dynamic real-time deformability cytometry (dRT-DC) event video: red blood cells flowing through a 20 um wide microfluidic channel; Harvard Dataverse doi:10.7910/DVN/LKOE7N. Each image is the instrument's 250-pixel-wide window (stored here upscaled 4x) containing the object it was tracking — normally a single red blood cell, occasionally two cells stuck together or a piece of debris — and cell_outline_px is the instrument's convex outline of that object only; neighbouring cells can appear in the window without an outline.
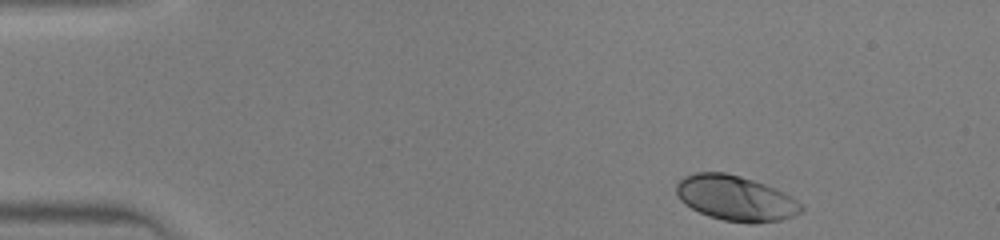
{"species": "human", "species_latin": "Homo sapiens", "temperature_condition": "warm", "stored_images_in_passage": 40, "camera_frame_rate_fps": 3000, "um_per_image_px": 0.085, "donor": {"sex": "male"}, "frame": {"image": 1, "passage_image": 1, "time_ms": 0.0, "image_size_px": [1000, 240], "cell_outline_px": [[804, 208], [800, 212], [784, 220], [756, 224], [748, 224], [724, 220], [708, 216], [684, 204], [680, 200], [676, 192], [676, 184], [684, 176], [696, 172], [724, 172], [740, 176], [776, 188], [792, 196]], "centroid_in_image_um": [62.53, 16.86], "position_along_channel_um": 22.5, "area_um2": 33.06}}
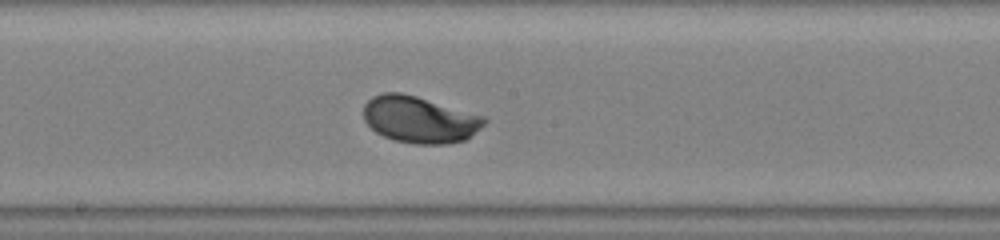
{"frame": {"image": 2, "passage_image": 20, "time_ms": 6.333, "image_size_px": [1000, 240], "cell_outline_px": [[488, 120], [480, 128], [464, 140], [444, 144], [416, 144], [396, 140], [384, 136], [376, 132], [364, 120], [364, 104], [372, 96], [384, 92], [400, 92], [416, 96], [484, 116]], "centroid_in_image_um": [35.64, 10.15], "position_along_channel_um": 212.6, "area_um2": 32.54}}
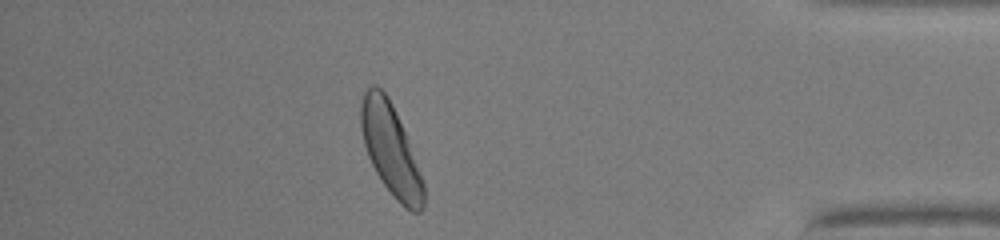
{"frame": {"image": 3, "passage_image": 35, "time_ms": 11.333, "image_size_px": [1000, 240], "cell_outline_px": [[424, 208], [420, 212], [412, 212], [404, 208], [396, 200], [384, 184], [376, 172], [368, 156], [364, 144], [360, 124], [360, 104], [364, 92], [372, 84], [376, 84], [388, 96], [392, 104], [404, 132], [424, 184]], "centroid_in_image_um": [33.18, 12.72], "position_along_channel_um": 402.0, "area_um2": 32.77}}